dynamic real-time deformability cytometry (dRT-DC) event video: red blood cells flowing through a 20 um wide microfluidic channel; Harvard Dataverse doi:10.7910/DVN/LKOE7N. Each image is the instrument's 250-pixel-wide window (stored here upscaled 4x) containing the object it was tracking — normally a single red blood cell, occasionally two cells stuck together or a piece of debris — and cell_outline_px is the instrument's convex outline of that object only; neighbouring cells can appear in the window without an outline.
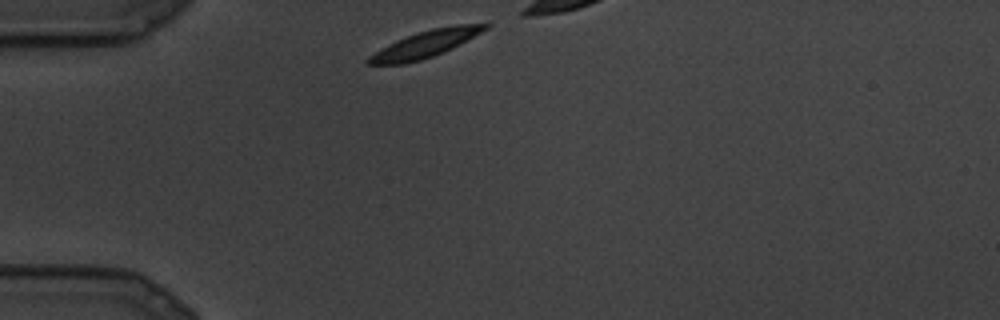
{"species": "common noctule bat (a hibernating species)", "species_latin": "Nyctalus noctula", "temperature_condition": "cold", "stored_images_in_passage": 6, "camera_frame_rate_fps": 3000, "um_per_image_px": 0.085, "animal": {"sex": "male", "body_mass_g": 19.5, "forearm_length_mm": 54.6}, "frame": {"image": 1, "passage_image": 1, "time_ms": 0.0, "image_size_px": [1000, 320], "cell_outline_px": [[492, 24], [488, 28], [460, 44], [452, 48], [432, 56], [420, 60], [404, 64], [368, 64], [368, 60], [376, 52], [388, 44], [396, 40], [432, 28], [456, 24], [488, 20]], "centroid_in_image_um": [36.33, 3.68], "position_along_channel_um": 48.7, "area_um2": 18.15}}